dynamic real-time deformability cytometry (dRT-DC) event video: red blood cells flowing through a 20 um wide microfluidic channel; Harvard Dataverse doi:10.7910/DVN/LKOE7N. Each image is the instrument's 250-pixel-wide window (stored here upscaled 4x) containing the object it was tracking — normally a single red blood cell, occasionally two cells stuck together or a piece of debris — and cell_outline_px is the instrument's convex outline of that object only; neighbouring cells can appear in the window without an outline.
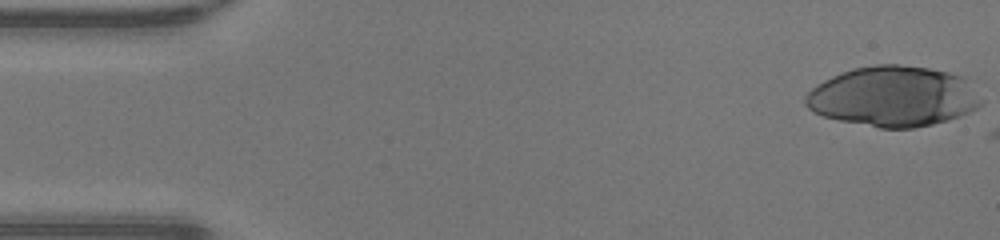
{"species": "human", "species_latin": "Homo sapiens", "temperature_condition": "warm", "stored_images_in_passage": 14, "camera_frame_rate_fps": 3000, "um_per_image_px": 0.085, "donor": {"sex": "male"}, "frame": {"image": 1, "passage_image": 1, "time_ms": 0.0, "image_size_px": [1000, 240], "cell_outline_px": [[984, 104], [960, 116], [948, 120], [932, 124], [912, 128], [880, 128], [840, 120], [824, 116], [812, 112], [804, 104], [804, 96], [816, 84], [832, 76], [852, 68], [876, 64], [896, 64], [928, 68], [948, 72], [960, 76], [984, 100]], "centroid_in_image_um": [75.89, 8.2], "position_along_channel_um": 9.1, "area_um2": 61.61}}